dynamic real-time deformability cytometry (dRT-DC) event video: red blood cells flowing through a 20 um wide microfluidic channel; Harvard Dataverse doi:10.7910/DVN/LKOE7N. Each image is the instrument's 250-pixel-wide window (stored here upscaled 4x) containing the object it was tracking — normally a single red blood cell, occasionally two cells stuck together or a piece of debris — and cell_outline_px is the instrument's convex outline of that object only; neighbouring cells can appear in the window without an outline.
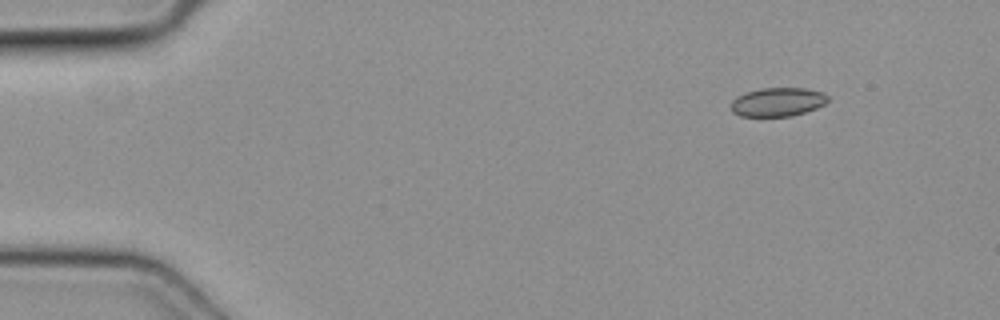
{"species": "common noctule bat (a hibernating species)", "species_latin": "Nyctalus noctula", "temperature_condition": "cold", "stored_images_in_passage": 45, "camera_frame_rate_fps": 3000, "um_per_image_px": 0.085, "animal": {"sex": "female", "body_mass_g": 19.3, "forearm_length_mm": 54.1}, "frame": {"image": 1, "passage_image": 1, "time_ms": 0.0, "image_size_px": [1000, 320], "cell_outline_px": [[828, 100], [824, 104], [816, 108], [792, 116], [740, 116], [732, 112], [732, 100], [736, 96], [744, 92], [760, 88], [804, 88], [820, 92], [828, 96]], "centroid_in_image_um": [66.06, 8.66], "position_along_channel_um": 18.9, "area_um2": 16.18}}
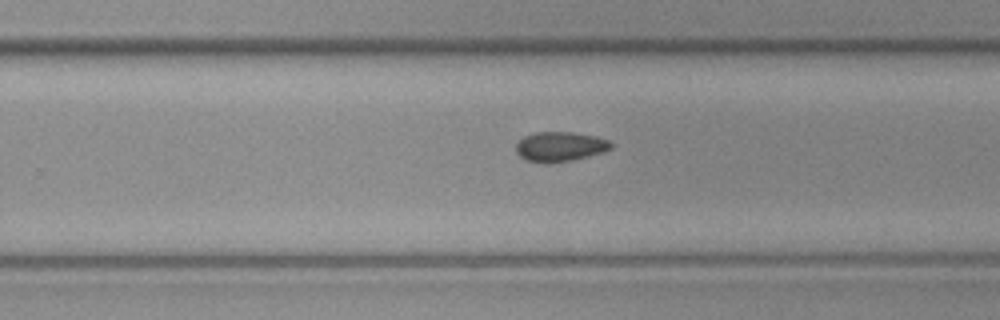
{"frame": {"image": 2, "passage_image": 27, "time_ms": 8.667, "image_size_px": [1000, 320], "cell_outline_px": [[612, 148], [604, 152], [572, 160], [552, 164], [548, 164], [524, 160], [516, 152], [516, 144], [524, 136], [536, 132], [572, 132], [596, 136], [608, 140], [612, 144]], "centroid_in_image_um": [47.59, 12.47], "position_along_channel_um": 282.2, "area_um2": 16.65}}
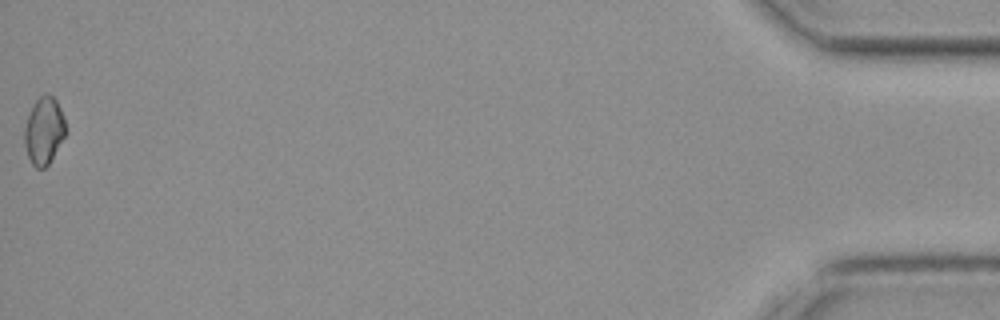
{"frame": {"image": 3, "passage_image": 45, "time_ms": 14.667, "image_size_px": [1000, 320], "cell_outline_px": [[68, 132], [48, 164], [44, 168], [36, 168], [32, 164], [28, 156], [24, 144], [24, 128], [28, 112], [36, 100], [44, 92], [48, 92], [56, 100], [64, 116]], "centroid_in_image_um": [3.75, 11.08], "position_along_channel_um": 431.5, "area_um2": 16.47}}